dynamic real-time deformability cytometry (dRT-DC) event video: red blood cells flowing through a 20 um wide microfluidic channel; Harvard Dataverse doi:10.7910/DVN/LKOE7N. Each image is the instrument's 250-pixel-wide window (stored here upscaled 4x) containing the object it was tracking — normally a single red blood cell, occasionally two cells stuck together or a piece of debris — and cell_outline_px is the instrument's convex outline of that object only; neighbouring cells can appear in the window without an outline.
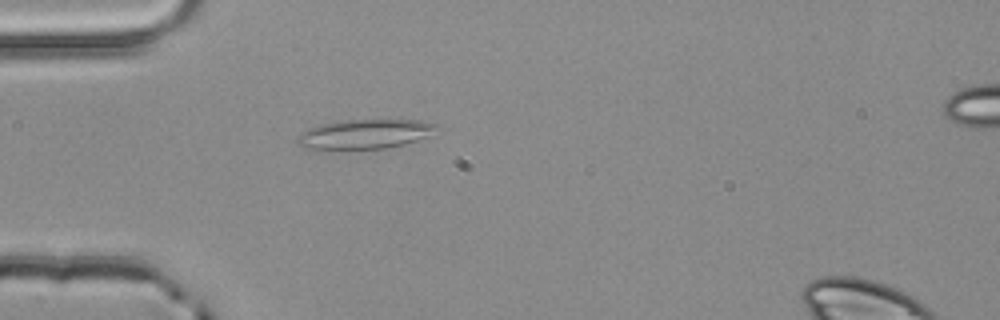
{"species": "common noctule bat (a hibernating species)", "species_latin": "Nyctalus noctula", "temperature_condition": "room temperature", "stored_images_in_passage": 3, "camera_frame_rate_fps": 3000, "um_per_image_px": 0.085, "animal": {"sex": "male", "body_mass_g": 20.4}, "frame": {"image": 1, "passage_image": 2, "time_ms": 0.333, "image_size_px": [1000, 320], "cell_outline_px": [[436, 128], [428, 136], [404, 144], [384, 148], [320, 152], [300, 148], [296, 144], [296, 136], [308, 128], [340, 120], [420, 120], [436, 124]], "centroid_in_image_um": [30.83, 11.45], "position_along_channel_um": 54.2, "area_um2": 24.68}}